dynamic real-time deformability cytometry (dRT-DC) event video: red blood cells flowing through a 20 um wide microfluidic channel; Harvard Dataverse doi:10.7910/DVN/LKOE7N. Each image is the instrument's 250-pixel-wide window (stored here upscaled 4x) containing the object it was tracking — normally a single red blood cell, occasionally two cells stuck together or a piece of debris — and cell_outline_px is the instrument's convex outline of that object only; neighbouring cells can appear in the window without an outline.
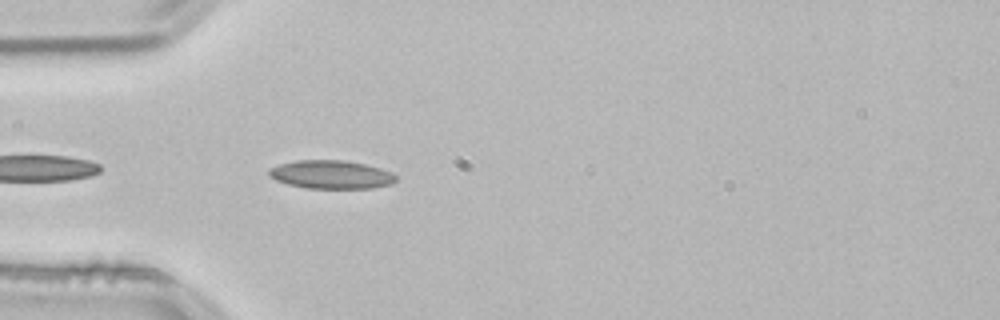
{"species": "common noctule bat (a hibernating species)", "species_latin": "Nyctalus noctula", "temperature_condition": "room temperature", "stored_images_in_passage": 6, "camera_frame_rate_fps": 3000, "um_per_image_px": 0.085, "animal": {"sex": "male", "body_mass_g": 21.5, "forearm_length_mm": 52.0}, "frame": {"image": 1, "passage_image": 2, "time_ms": 0.333, "image_size_px": [1000, 320], "cell_outline_px": [[396, 180], [392, 184], [372, 188], [308, 188], [288, 184], [276, 180], [268, 176], [268, 168], [280, 164], [296, 160], [344, 160], [364, 164], [380, 168], [392, 172], [396, 176]], "centroid_in_image_um": [28.14, 14.83], "position_along_channel_um": 56.9, "area_um2": 21.04}}